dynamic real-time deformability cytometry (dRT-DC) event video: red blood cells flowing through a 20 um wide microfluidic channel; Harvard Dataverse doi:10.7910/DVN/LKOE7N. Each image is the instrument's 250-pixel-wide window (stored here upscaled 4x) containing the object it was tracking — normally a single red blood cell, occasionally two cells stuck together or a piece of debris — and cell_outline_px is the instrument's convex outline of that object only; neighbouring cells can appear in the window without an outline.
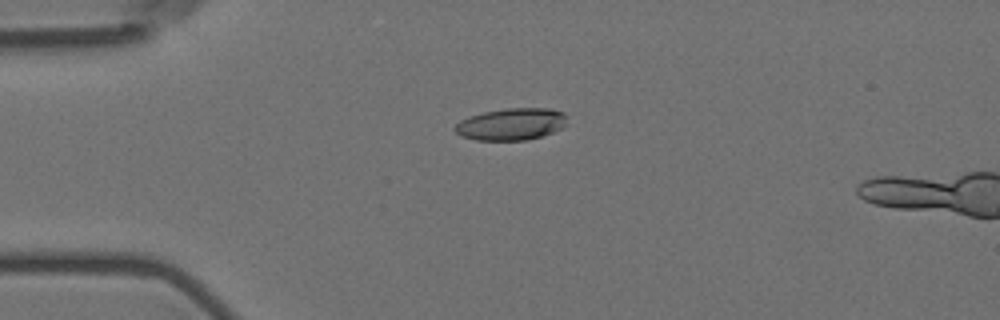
{"species": "Egyptian fruit bat (a non-hibernating species)", "species_latin": "Rousettus aegyptiacus", "temperature_condition": "room temperature", "stored_images_in_passage": 16, "camera_frame_rate_fps": 3000, "um_per_image_px": 0.085, "animal": {"sex": "female"}, "frame": {"image": 1, "passage_image": 14, "time_ms": 4.333, "image_size_px": [1000, 320], "cell_outline_px": [[568, 116], [564, 128], [528, 140], [476, 140], [460, 136], [452, 128], [460, 120], [468, 116], [484, 112], [508, 108], [548, 108], [564, 112]], "centroid_in_image_um": [43.46, 10.55], "position_along_channel_um": 41.5, "area_um2": 21.1}}